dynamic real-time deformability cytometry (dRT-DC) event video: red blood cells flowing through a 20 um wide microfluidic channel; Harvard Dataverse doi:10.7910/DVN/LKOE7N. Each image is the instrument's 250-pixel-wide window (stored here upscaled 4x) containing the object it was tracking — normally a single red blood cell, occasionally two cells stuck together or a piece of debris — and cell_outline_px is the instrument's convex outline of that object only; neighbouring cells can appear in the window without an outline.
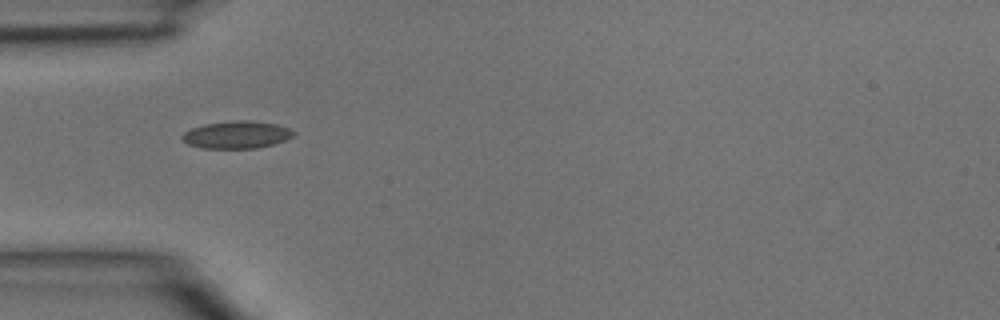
{"species": "common noctule bat (a hibernating species)", "species_latin": "Nyctalus noctula", "temperature_condition": "room temperature", "stored_images_in_passage": 2, "camera_frame_rate_fps": 3000, "um_per_image_px": 0.085, "animal": {"sex": "male", "body_mass_g": 15.6}, "frame": {"image": 1, "passage_image": 1, "time_ms": 0.0, "image_size_px": [1000, 320], "cell_outline_px": [[296, 132], [292, 136], [284, 140], [272, 144], [256, 148], [200, 148], [188, 144], [180, 140], [180, 136], [184, 132], [192, 128], [204, 124], [236, 120], [248, 120], [276, 124], [288, 128]], "centroid_in_image_um": [20.06, 11.45], "position_along_channel_um": 64.9, "area_um2": 17.74}}
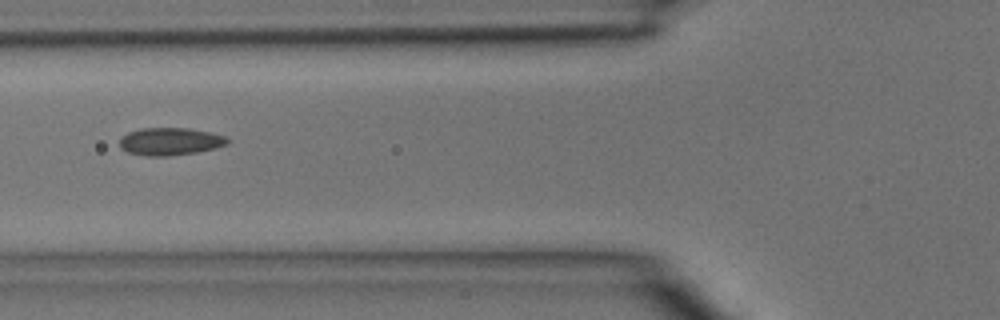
{"frame": {"image": 2, "passage_image": 2, "time_ms": 0.333, "image_size_px": [1000, 320], "cell_outline_px": [[232, 140], [228, 144], [196, 152], [168, 156], [148, 156], [128, 152], [120, 148], [120, 140], [128, 132], [140, 128], [188, 128], [208, 132], [224, 136]], "centroid_in_image_um": [14.46, 12.02], "position_along_channel_um": 111.3, "area_um2": 17.17}}